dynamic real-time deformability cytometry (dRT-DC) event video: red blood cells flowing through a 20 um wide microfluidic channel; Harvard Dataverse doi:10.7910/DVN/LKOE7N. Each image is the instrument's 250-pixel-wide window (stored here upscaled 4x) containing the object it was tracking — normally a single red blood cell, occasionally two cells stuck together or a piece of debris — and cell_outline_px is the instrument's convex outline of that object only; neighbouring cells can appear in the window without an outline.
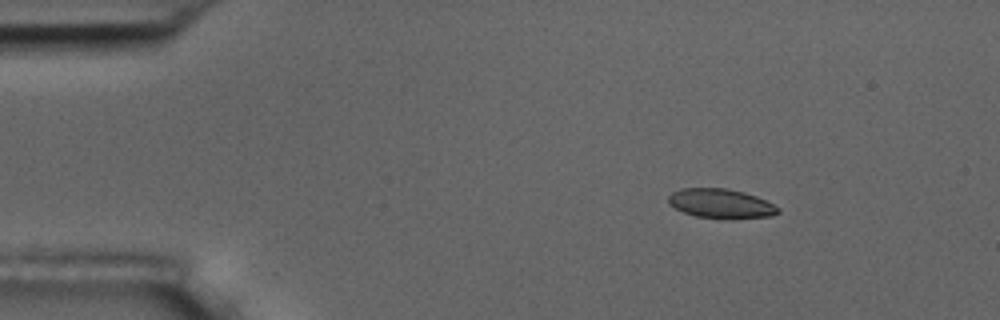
{"species": "common noctule bat (a hibernating species)", "species_latin": "Nyctalus noctula", "temperature_condition": "room temperature", "stored_images_in_passage": 6, "camera_frame_rate_fps": 3000, "um_per_image_px": 0.085, "animal": {"sex": "male", "body_mass_g": 17.5, "forearm_length_mm": 52.3}, "frame": {"image": 1, "passage_image": 3, "time_ms": 2.333, "image_size_px": [1000, 320], "cell_outline_px": [[780, 212], [772, 216], [732, 220], [696, 216], [684, 212], [668, 204], [668, 196], [672, 192], [680, 188], [728, 188], [744, 192], [756, 196], [780, 208]], "centroid_in_image_um": [61.29, 17.31], "position_along_channel_um": 23.7, "area_um2": 19.07}}
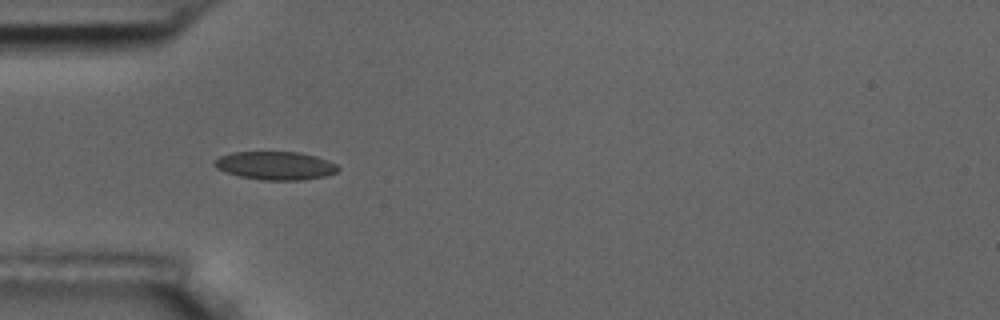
{"frame": {"image": 2, "passage_image": 5, "time_ms": 5.333, "image_size_px": [1000, 320], "cell_outline_px": [[340, 168], [336, 172], [324, 176], [300, 180], [260, 180], [240, 176], [224, 172], [216, 168], [212, 164], [212, 160], [220, 156], [232, 152], [300, 152], [316, 156], [328, 160], [336, 164]], "centroid_in_image_um": [23.36, 14.07], "position_along_channel_um": 61.6, "area_um2": 20.52}}